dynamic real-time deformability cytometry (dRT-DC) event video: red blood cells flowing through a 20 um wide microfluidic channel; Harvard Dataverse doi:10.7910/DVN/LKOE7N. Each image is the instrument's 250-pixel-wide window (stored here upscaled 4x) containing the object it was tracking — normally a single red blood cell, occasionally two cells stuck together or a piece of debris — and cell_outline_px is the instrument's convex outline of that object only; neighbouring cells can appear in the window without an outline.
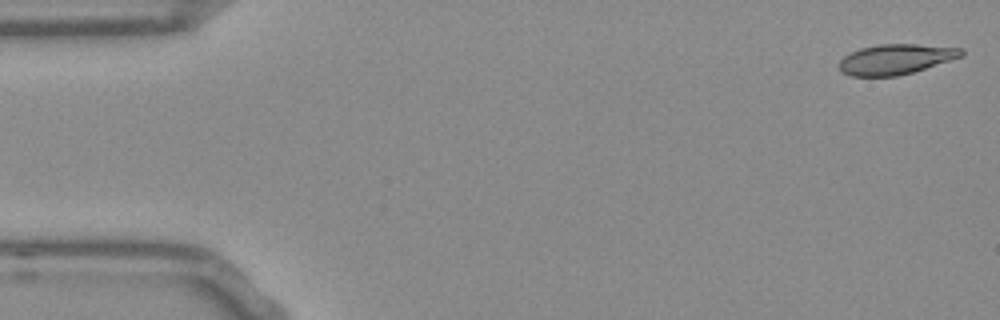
{"species": "Egyptian fruit bat (a non-hibernating species)", "species_latin": "Rousettus aegyptiacus", "temperature_condition": "room temperature", "stored_images_in_passage": 52, "camera_frame_rate_fps": 3000, "um_per_image_px": 0.085, "frame": {"image": 1, "passage_image": 1, "time_ms": 0.0, "image_size_px": [1000, 320], "cell_outline_px": [[964, 56], [912, 72], [896, 76], [852, 76], [840, 72], [840, 60], [844, 56], [860, 48], [880, 44], [916, 44], [964, 48]], "centroid_in_image_um": [76.16, 5.03], "position_along_channel_um": 8.8, "area_um2": 21.44}}
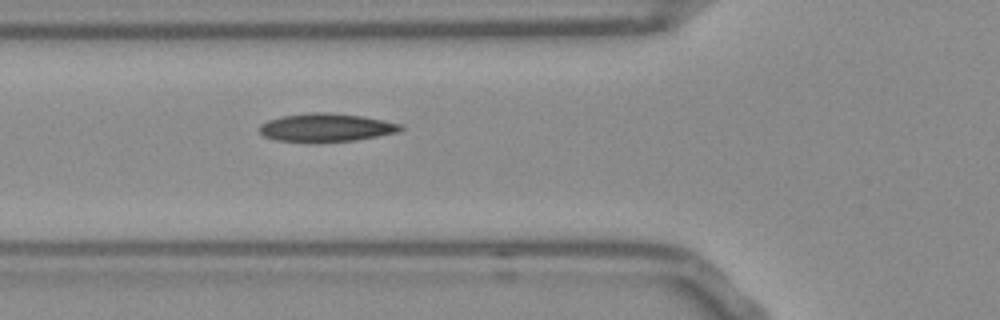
{"frame": {"image": 2, "passage_image": 18, "time_ms": 5.667, "image_size_px": [1000, 320], "cell_outline_px": [[404, 128], [400, 132], [356, 140], [276, 140], [264, 136], [260, 132], [260, 124], [268, 120], [284, 116], [312, 112], [324, 112], [364, 116], [404, 124]], "centroid_in_image_um": [27.81, 10.81], "position_along_channel_um": 98.0, "area_um2": 22.66}}
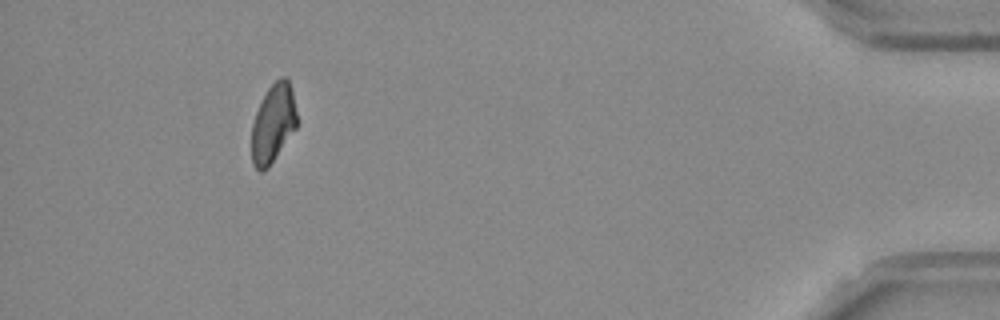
{"frame": {"image": 3, "passage_image": 48, "time_ms": 15.667, "image_size_px": [1000, 320], "cell_outline_px": [[296, 128], [268, 168], [264, 172], [260, 172], [252, 164], [252, 124], [256, 112], [268, 88], [280, 76], [284, 76], [288, 80], [292, 92], [296, 112]], "centroid_in_image_um": [23.2, 10.52], "position_along_channel_um": 412.0, "area_um2": 20.46}, "authors_computed_cell_mechanics": {"area_um2": 22.1374, "velocity_mm_per_s": 3.8053, "shape_relaxation_time_tau1_ms": 10.0294, "shape_relaxation_time_tau2_ms": 5.6201, "deformation_change_tau1": 0.2059, "deformation_change_tau2": 0.1004}}